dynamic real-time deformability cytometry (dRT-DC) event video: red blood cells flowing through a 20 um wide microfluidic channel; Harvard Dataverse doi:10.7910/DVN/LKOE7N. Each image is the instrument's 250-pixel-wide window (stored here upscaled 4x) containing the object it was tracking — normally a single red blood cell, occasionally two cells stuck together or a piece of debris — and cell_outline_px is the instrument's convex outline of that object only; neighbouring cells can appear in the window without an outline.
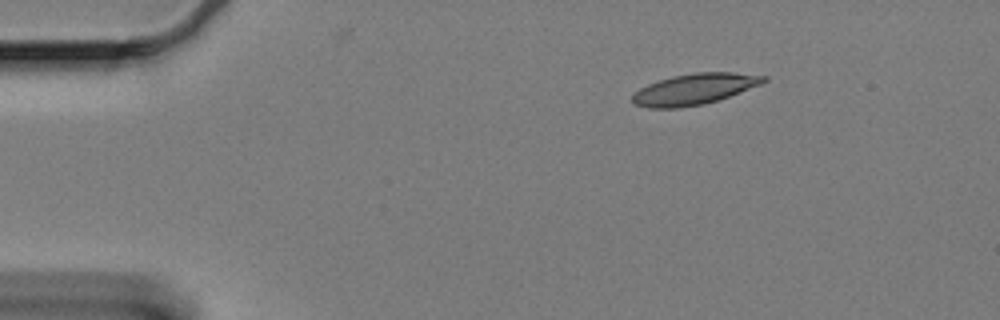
{"species": "Egyptian fruit bat (a non-hibernating species)", "species_latin": "Rousettus aegyptiacus", "temperature_condition": "cold", "stored_images_in_passage": 52, "camera_frame_rate_fps": 3000, "um_per_image_px": 0.085, "animal": {"sex": "female"}, "frame": {"image": 1, "passage_image": 1, "time_ms": 0.0, "image_size_px": [1000, 320], "cell_outline_px": [[768, 80], [760, 84], [728, 96], [704, 104], [676, 108], [648, 108], [636, 104], [632, 100], [632, 96], [640, 88], [648, 84], [672, 76], [692, 72], [732, 72], [768, 76]], "centroid_in_image_um": [59.02, 7.56], "position_along_channel_um": 26.0, "area_um2": 23.41}}
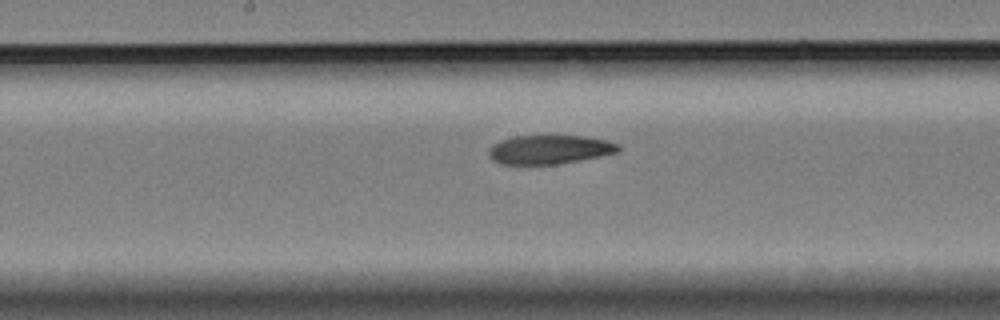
{"frame": {"image": 2, "passage_image": 23, "time_ms": 7.333, "image_size_px": [1000, 320], "cell_outline_px": [[624, 148], [620, 152], [600, 156], [556, 164], [500, 164], [492, 160], [488, 156], [488, 148], [492, 144], [500, 140], [516, 136], [584, 136], [608, 140], [620, 144]], "centroid_in_image_um": [46.73, 12.71], "position_along_channel_um": 201.5, "area_um2": 22.08}}
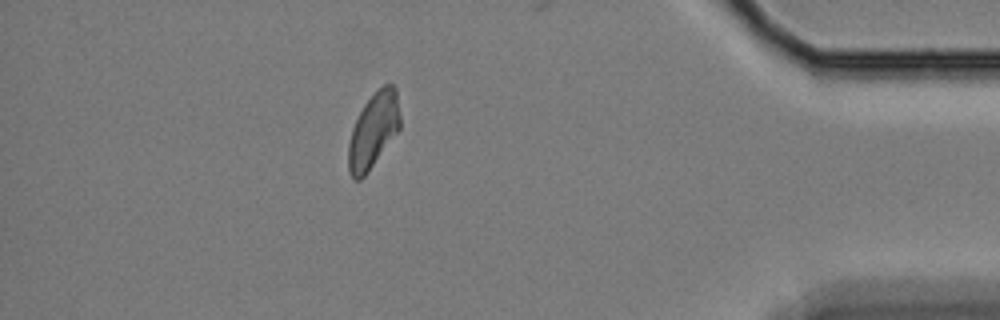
{"frame": {"image": 3, "passage_image": 45, "time_ms": 14.667, "image_size_px": [1000, 320], "cell_outline_px": [[400, 128], [368, 172], [360, 180], [356, 180], [348, 172], [348, 144], [352, 128], [364, 104], [384, 84], [392, 84], [396, 88], [400, 116]], "centroid_in_image_um": [31.73, 11.11], "position_along_channel_um": 403.5, "area_um2": 22.37}, "authors_computed_cell_mechanics": {"area_um2": 23.3801, "velocity_mm_per_s": 3.3045, "shape_relaxation_time_tau1_ms": null, "shape_relaxation_time_tau2_ms": 5.0391, "deformation_change_tau1": null, "deformation_change_tau2": 0.1075}}